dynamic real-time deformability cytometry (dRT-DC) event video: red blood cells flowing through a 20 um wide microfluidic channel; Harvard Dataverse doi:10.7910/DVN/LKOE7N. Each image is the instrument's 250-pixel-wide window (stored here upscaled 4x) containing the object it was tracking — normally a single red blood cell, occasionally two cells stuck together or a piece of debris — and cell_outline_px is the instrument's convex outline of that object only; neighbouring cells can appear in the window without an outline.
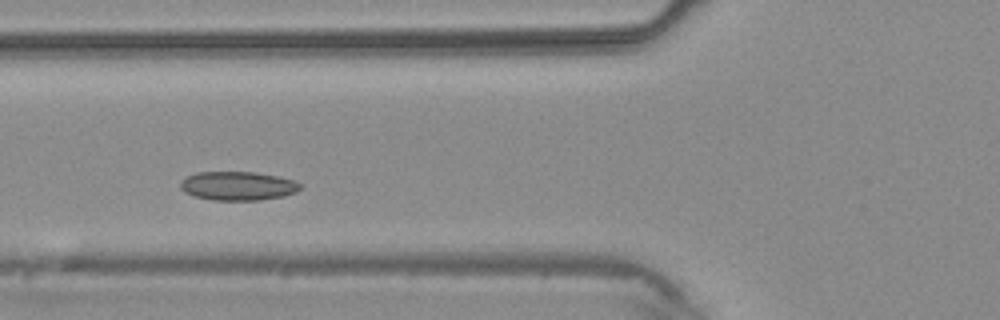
{"species": "common noctule bat (a hibernating species)", "species_latin": "Nyctalus noctula", "temperature_condition": "warm", "stored_images_in_passage": 3, "camera_frame_rate_fps": 3000, "um_per_image_px": 0.085, "animal": {"sex": "male", "body_mass_g": 20.4}, "frame": {"image": 1, "passage_image": 3, "time_ms": 2.333, "image_size_px": [1000, 320], "cell_outline_px": [[304, 184], [296, 192], [284, 196], [260, 200], [212, 200], [192, 196], [184, 192], [180, 188], [180, 180], [184, 176], [196, 172], [256, 172], [280, 176], [296, 180]], "centroid_in_image_um": [20.22, 15.79], "position_along_channel_um": 105.6, "area_um2": 20.63}}